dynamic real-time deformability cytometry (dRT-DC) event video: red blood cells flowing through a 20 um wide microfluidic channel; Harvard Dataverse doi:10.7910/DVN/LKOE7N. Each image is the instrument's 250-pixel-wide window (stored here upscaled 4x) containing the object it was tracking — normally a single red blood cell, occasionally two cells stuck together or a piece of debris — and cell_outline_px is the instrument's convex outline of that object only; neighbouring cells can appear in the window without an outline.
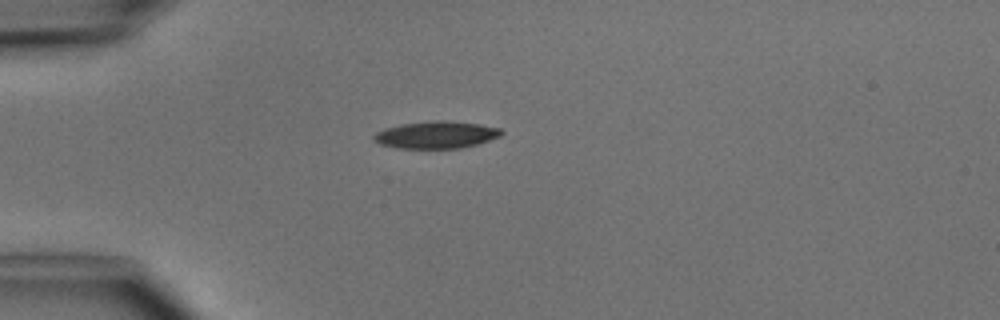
{"species": "common noctule bat (a hibernating species)", "species_latin": "Nyctalus noctula", "temperature_condition": "cold", "stored_images_in_passage": 2, "camera_frame_rate_fps": 3000, "um_per_image_px": 0.085, "animal": {"sex": "male", "body_mass_g": 15.6}, "frame": {"image": 1, "passage_image": 1, "time_ms": 0.0, "image_size_px": [1000, 320], "cell_outline_px": [[504, 132], [500, 136], [476, 144], [460, 148], [396, 148], [380, 144], [372, 140], [372, 136], [376, 132], [384, 128], [400, 124], [432, 120], [440, 120], [480, 124], [500, 128]], "centroid_in_image_um": [37.03, 11.45], "position_along_channel_um": 48.0, "area_um2": 20.23}}